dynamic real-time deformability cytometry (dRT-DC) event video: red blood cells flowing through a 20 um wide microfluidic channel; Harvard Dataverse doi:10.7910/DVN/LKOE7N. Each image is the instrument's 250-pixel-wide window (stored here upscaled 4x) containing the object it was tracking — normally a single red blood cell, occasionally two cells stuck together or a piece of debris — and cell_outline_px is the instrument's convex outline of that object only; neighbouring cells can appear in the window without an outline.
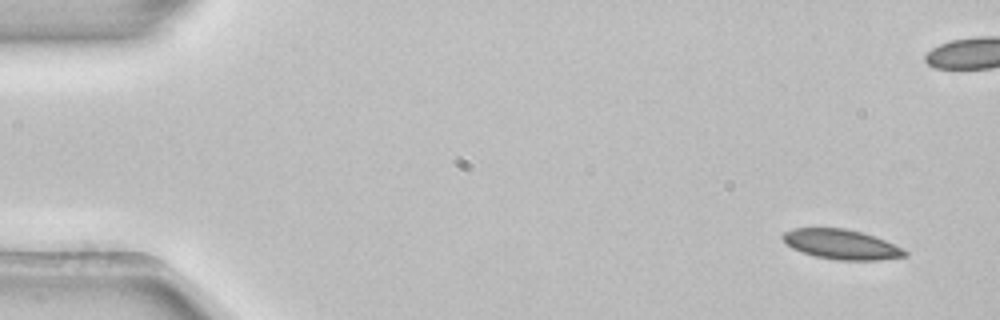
{"species": "common noctule bat (a hibernating species)", "species_latin": "Nyctalus noctula", "temperature_condition": "room temperature", "stored_images_in_passage": 5, "camera_frame_rate_fps": 3000, "um_per_image_px": 0.085, "animal": {"sex": "female", "body_mass_g": 22.7, "forearm_length_mm": 54.2}, "frame": {"image": 1, "passage_image": 1, "time_ms": 0.0, "image_size_px": [1000, 320], "cell_outline_px": [[908, 256], [880, 260], [836, 260], [816, 256], [792, 248], [780, 236], [784, 232], [792, 228], [844, 228], [860, 232], [884, 240], [904, 248], [908, 252]], "centroid_in_image_um": [71.54, 20.77], "position_along_channel_um": 13.5, "area_um2": 21.1}}
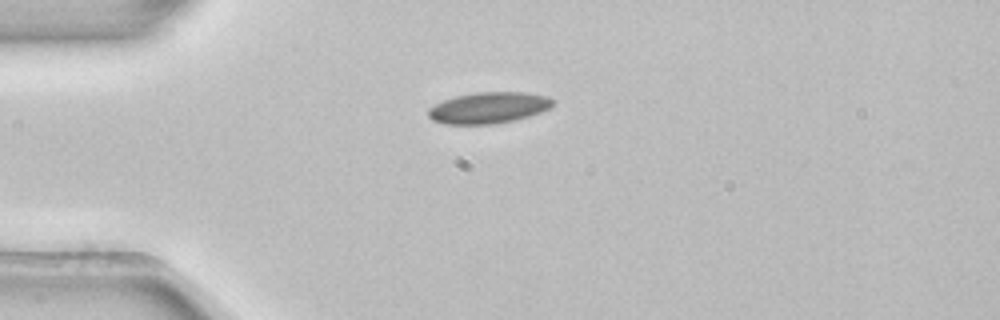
{"frame": {"image": 2, "passage_image": 5, "time_ms": 1.333, "image_size_px": [1000, 320], "cell_outline_px": [[552, 108], [516, 120], [492, 124], [444, 124], [432, 120], [428, 116], [428, 108], [444, 100], [456, 96], [476, 92], [524, 92], [548, 96], [552, 100]], "centroid_in_image_um": [41.53, 9.16], "position_along_channel_um": 43.5, "area_um2": 22.66}}